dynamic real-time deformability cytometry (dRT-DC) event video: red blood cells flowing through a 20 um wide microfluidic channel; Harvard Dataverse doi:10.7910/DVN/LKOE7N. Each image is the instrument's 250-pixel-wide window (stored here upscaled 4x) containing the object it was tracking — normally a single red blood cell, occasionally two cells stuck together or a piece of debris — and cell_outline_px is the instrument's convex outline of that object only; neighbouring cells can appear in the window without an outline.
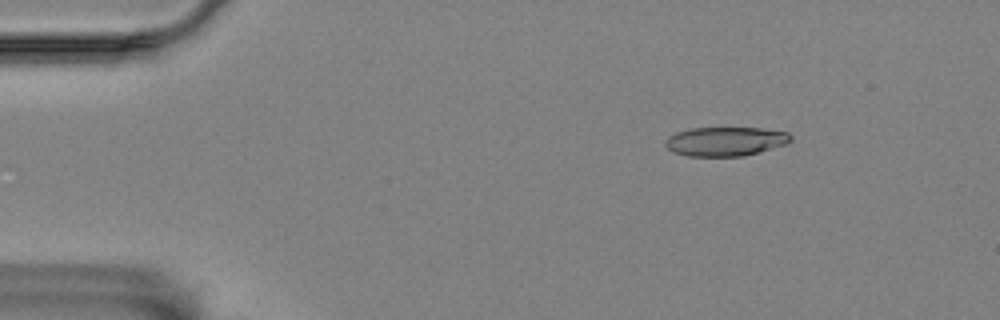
{"species": "Egyptian fruit bat (a non-hibernating species)", "species_latin": "Rousettus aegyptiacus", "temperature_condition": "room temperature", "stored_images_in_passage": 11, "camera_frame_rate_fps": 3000, "um_per_image_px": 0.085, "animal": {"sex": "female"}, "frame": {"image": 1, "passage_image": 2, "time_ms": 2.333, "image_size_px": [1000, 320], "cell_outline_px": [[792, 140], [788, 144], [744, 156], [688, 156], [672, 152], [664, 144], [664, 140], [668, 136], [676, 132], [692, 128], [760, 128], [788, 132], [792, 136]], "centroid_in_image_um": [61.66, 12.02], "position_along_channel_um": 23.3, "area_um2": 21.44}}
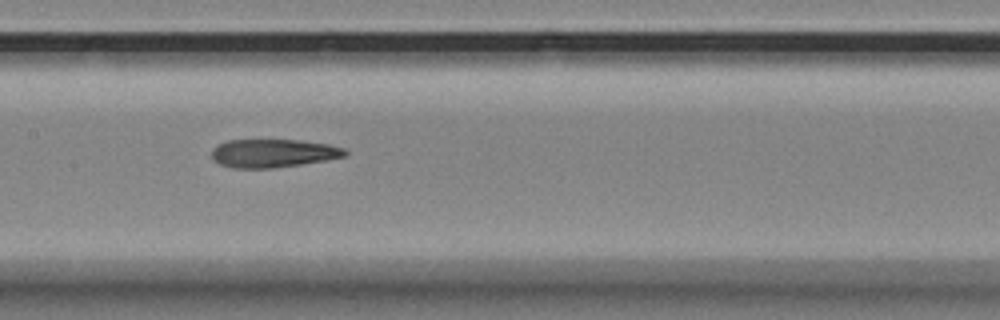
{"frame": {"image": 2, "passage_image": 8, "time_ms": 9.0, "image_size_px": [1000, 320], "cell_outline_px": [[348, 152], [344, 156], [324, 160], [300, 164], [272, 168], [232, 168], [220, 164], [212, 160], [212, 148], [228, 140], [300, 140], [328, 144], [344, 148]], "centroid_in_image_um": [23.19, 13.02], "position_along_channel_um": 184.2, "area_um2": 21.85}}
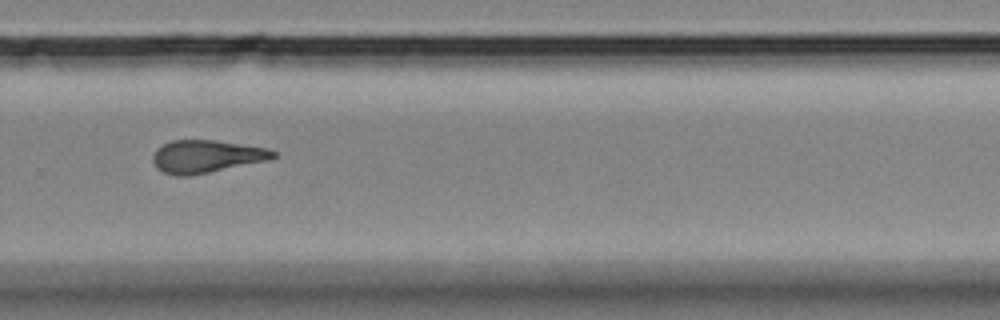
{"frame": {"image": 3, "passage_image": 11, "time_ms": 12.667, "image_size_px": [1000, 320], "cell_outline_px": [[276, 156], [268, 160], [188, 176], [176, 176], [164, 172], [156, 168], [152, 160], [152, 156], [156, 148], [172, 140], [216, 140], [268, 148], [276, 152]], "centroid_in_image_um": [17.51, 13.29], "position_along_channel_um": 312.3, "area_um2": 22.83}}